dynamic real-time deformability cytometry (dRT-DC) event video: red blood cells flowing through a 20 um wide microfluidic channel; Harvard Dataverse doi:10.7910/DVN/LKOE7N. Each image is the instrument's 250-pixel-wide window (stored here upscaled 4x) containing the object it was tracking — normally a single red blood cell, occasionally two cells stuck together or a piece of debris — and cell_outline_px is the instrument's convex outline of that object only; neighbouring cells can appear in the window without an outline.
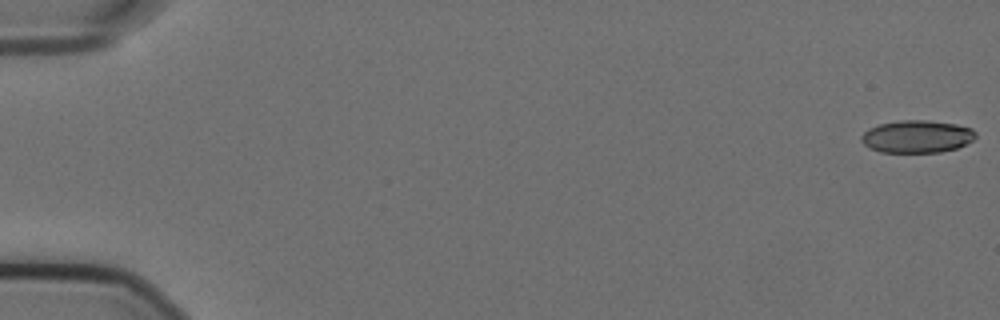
{"species": "Egyptian fruit bat (a non-hibernating species)", "species_latin": "Rousettus aegyptiacus", "temperature_condition": "cold", "stored_images_in_passage": 51, "camera_frame_rate_fps": 3000, "um_per_image_px": 0.085, "animal": {"sex": "female"}, "frame": {"image": 1, "passage_image": 1, "time_ms": 0.0, "image_size_px": [1000, 320], "cell_outline_px": [[976, 136], [972, 140], [956, 148], [940, 152], [880, 152], [868, 148], [860, 140], [860, 136], [868, 128], [880, 124], [900, 120], [928, 120], [956, 124], [972, 128], [976, 132]], "centroid_in_image_um": [77.91, 11.6], "position_along_channel_um": 7.1, "area_um2": 21.73}}
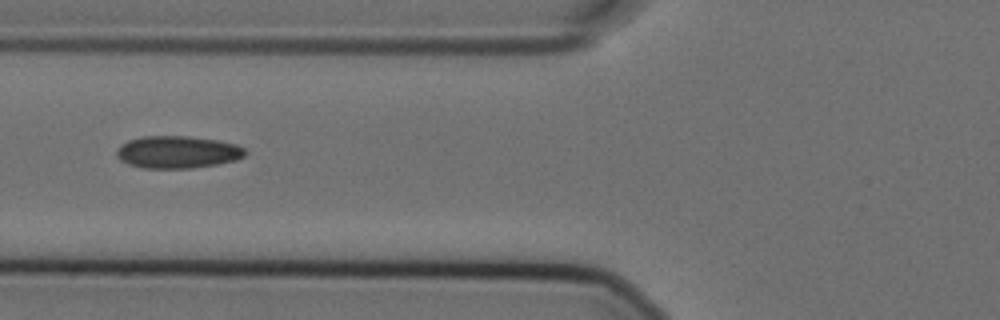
{"frame": {"image": 2, "passage_image": 23, "time_ms": 7.333, "image_size_px": [1000, 320], "cell_outline_px": [[248, 152], [244, 156], [236, 160], [216, 164], [192, 168], [144, 168], [128, 164], [120, 160], [116, 156], [116, 152], [120, 144], [128, 140], [140, 136], [188, 136], [216, 140], [236, 144], [244, 148]], "centroid_in_image_um": [15.07, 12.92], "position_along_channel_um": 110.7, "area_um2": 24.33}}
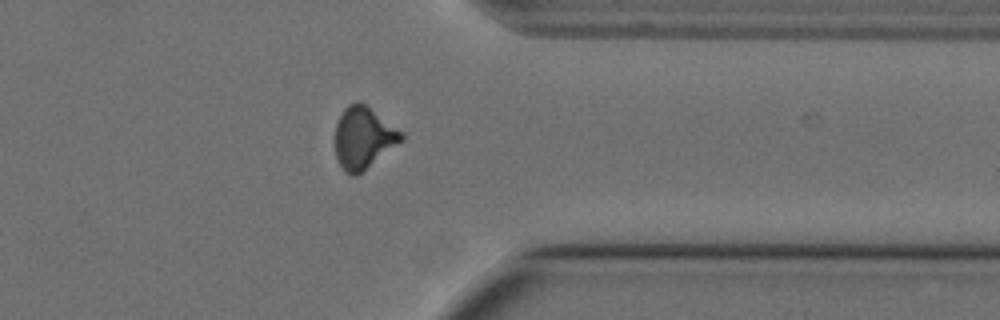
{"frame": {"image": 3, "passage_image": 46, "time_ms": 15.0, "image_size_px": [1000, 320], "cell_outline_px": [[404, 140], [356, 176], [352, 176], [340, 164], [336, 156], [336, 124], [344, 108], [348, 104], [356, 100], [360, 100], [404, 132]], "centroid_in_image_um": [30.92, 11.67], "position_along_channel_um": 380.5, "area_um2": 23.81}, "authors_computed_cell_mechanics": {"area_um2": 23.409, "velocity_mm_per_s": 3.5887, "shape_relaxation_time_tau1_ms": 8.9441, "shape_relaxation_time_tau2_ms": 2.1108, "deformation_change_tau1": 0.1831, "deformation_change_tau2": 0.076}}